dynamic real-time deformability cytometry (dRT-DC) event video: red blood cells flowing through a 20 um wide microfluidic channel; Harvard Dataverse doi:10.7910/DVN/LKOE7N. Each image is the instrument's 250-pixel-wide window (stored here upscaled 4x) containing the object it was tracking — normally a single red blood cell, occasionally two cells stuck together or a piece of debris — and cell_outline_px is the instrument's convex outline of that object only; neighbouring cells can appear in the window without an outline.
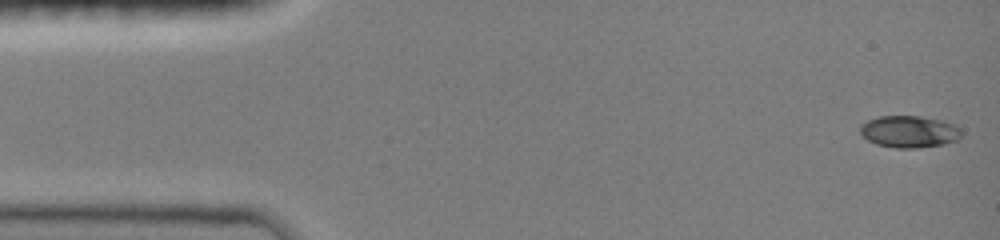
{"species": "common noctule bat (a hibernating species)", "species_latin": "Nyctalus noctula", "temperature_condition": "room temperature", "stored_images_in_passage": 47, "camera_frame_rate_fps": 3000, "um_per_image_px": 0.085, "animal": {"sex": "female", "body_mass_g": 19.0, "forearm_length_mm": 51.5}, "frame": {"image": 1, "passage_image": 1, "time_ms": 0.0, "image_size_px": [1000, 240], "cell_outline_px": [[960, 136], [956, 140], [944, 144], [916, 148], [896, 148], [876, 144], [868, 140], [860, 132], [860, 128], [868, 120], [880, 116], [920, 116], [944, 120], [956, 124], [960, 128]], "centroid_in_image_um": [77.32, 11.18], "position_along_channel_um": 7.7, "area_um2": 18.79}}
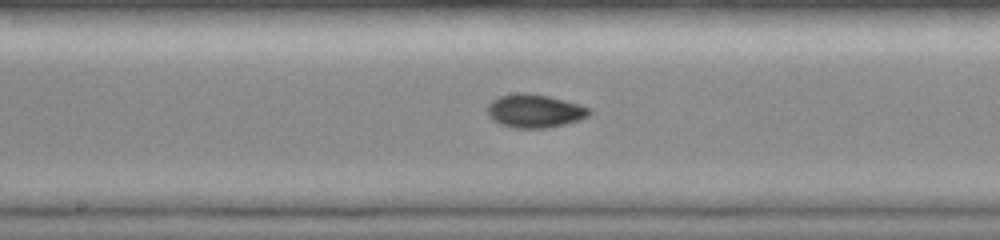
{"frame": {"image": 2, "passage_image": 24, "time_ms": 7.667, "image_size_px": [1000, 240], "cell_outline_px": [[592, 112], [588, 116], [580, 120], [548, 128], [516, 128], [500, 124], [492, 120], [488, 116], [488, 104], [492, 100], [500, 96], [520, 92], [548, 96], [580, 104], [592, 108]], "centroid_in_image_um": [45.47, 9.44], "position_along_channel_um": 202.7, "area_um2": 19.88}}
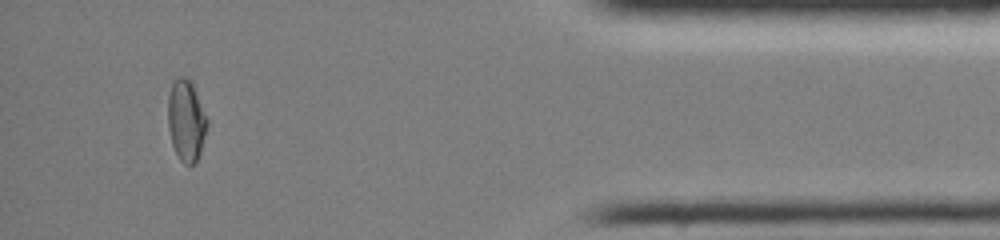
{"frame": {"image": 3, "passage_image": 43, "time_ms": 14.0, "image_size_px": [1000, 240], "cell_outline_px": [[208, 124], [200, 152], [196, 160], [192, 164], [184, 164], [180, 160], [172, 144], [168, 128], [168, 96], [172, 84], [180, 76], [184, 76], [192, 80], [208, 120]], "centroid_in_image_um": [15.83, 10.21], "position_along_channel_um": 419.4, "area_um2": 18.55}, "authors_computed_cell_mechanics": {"area_um2": 18.496, "velocity_mm_per_s": 4.0707, "shape_relaxation_time_tau1_ms": null, "shape_relaxation_time_tau2_ms": 1.3581, "deformation_change_tau1": null, "deformation_change_tau2": 0.0322}}